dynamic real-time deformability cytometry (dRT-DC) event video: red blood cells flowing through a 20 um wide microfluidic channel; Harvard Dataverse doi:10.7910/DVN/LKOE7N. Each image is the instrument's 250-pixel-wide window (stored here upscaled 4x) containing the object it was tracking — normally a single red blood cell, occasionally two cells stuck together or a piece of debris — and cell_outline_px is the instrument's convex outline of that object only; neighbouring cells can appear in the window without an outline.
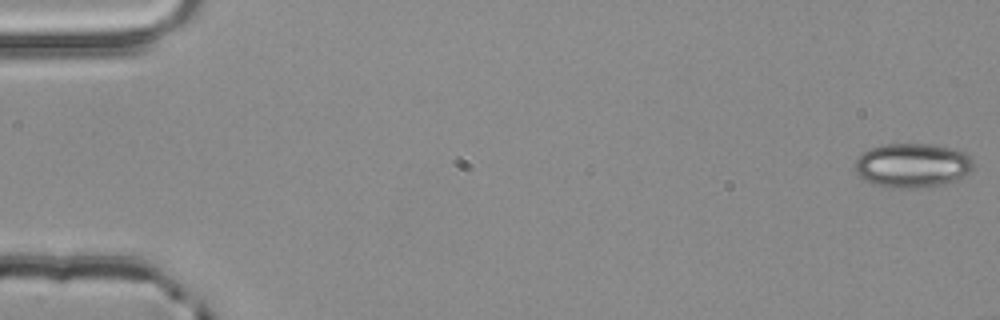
{"species": "common noctule bat (a hibernating species)", "species_latin": "Nyctalus noctula", "temperature_condition": "room temperature", "stored_images_in_passage": 13, "camera_frame_rate_fps": 3000, "um_per_image_px": 0.085, "animal": {"sex": "male", "body_mass_g": 20.4}, "frame": {"image": 1, "passage_image": 1, "time_ms": 0.0, "image_size_px": [1000, 320], "cell_outline_px": [[972, 168], [964, 176], [956, 180], [940, 184], [908, 188], [888, 188], [872, 184], [864, 180], [856, 172], [856, 160], [868, 148], [880, 144], [928, 144], [952, 148], [964, 152], [972, 160]], "centroid_in_image_um": [77.51, 14.05], "position_along_channel_um": 7.5, "area_um2": 30.35}}